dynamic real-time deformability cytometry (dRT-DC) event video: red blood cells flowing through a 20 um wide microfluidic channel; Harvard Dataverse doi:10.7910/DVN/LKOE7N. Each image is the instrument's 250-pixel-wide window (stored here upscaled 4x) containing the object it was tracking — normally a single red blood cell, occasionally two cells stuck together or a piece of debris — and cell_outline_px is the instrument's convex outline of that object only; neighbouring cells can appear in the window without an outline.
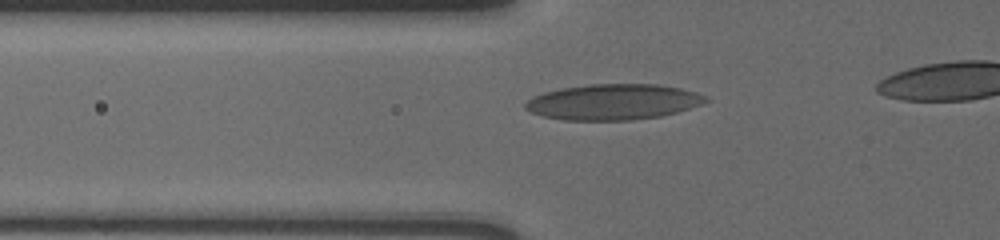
{"species": "human", "species_latin": "Homo sapiens", "temperature_condition": "cold", "stored_images_in_passage": 28, "camera_frame_rate_fps": 3000, "um_per_image_px": 0.085, "donor": {"sex": "male"}, "frame": {"image": 1, "passage_image": 3, "time_ms": 0.667, "image_size_px": [1000, 240], "cell_outline_px": [[712, 100], [676, 112], [660, 116], [632, 120], [564, 120], [544, 116], [532, 112], [524, 108], [524, 104], [532, 96], [544, 92], [560, 88], [588, 84], [656, 84], [680, 88], [708, 96]], "centroid_in_image_um": [52.11, 8.66], "position_along_channel_um": 73.7, "area_um2": 37.51}}
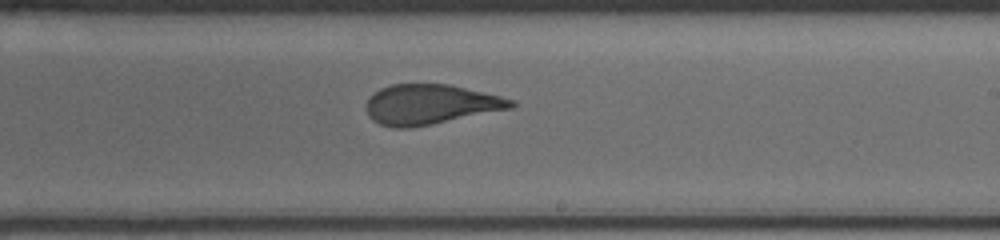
{"frame": {"image": 2, "passage_image": 13, "time_ms": 4.0, "image_size_px": [1000, 240], "cell_outline_px": [[516, 104], [512, 108], [432, 124], [408, 128], [392, 128], [380, 124], [372, 120], [368, 116], [368, 100], [380, 88], [392, 84], [448, 84], [500, 96], [512, 100]], "centroid_in_image_um": [36.57, 8.88], "position_along_channel_um": 252.4, "area_um2": 33.29}}
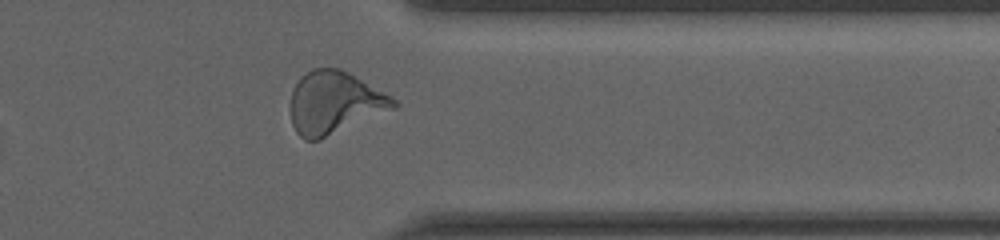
{"frame": {"image": 3, "passage_image": 23, "time_ms": 7.333, "image_size_px": [1000, 240], "cell_outline_px": [[400, 104], [396, 108], [320, 140], [304, 140], [296, 132], [292, 124], [292, 88], [300, 76], [312, 68], [340, 68], [348, 72], [392, 96]], "centroid_in_image_um": [28.45, 8.73], "position_along_channel_um": 383.0, "area_um2": 37.63}}